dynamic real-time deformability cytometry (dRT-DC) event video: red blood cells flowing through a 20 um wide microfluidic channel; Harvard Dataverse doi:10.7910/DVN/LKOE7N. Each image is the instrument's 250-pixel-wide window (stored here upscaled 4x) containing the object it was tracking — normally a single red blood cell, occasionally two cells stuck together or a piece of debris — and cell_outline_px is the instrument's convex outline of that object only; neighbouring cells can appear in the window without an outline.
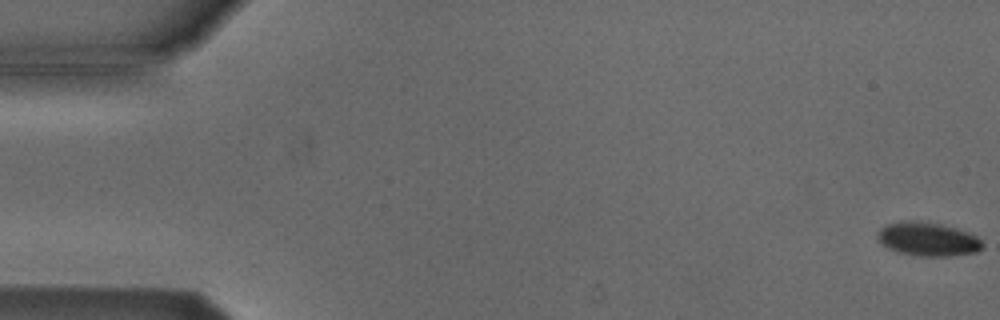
{"species": "Egyptian fruit bat (a non-hibernating species)", "species_latin": "Rousettus aegyptiacus", "temperature_condition": "cold", "stored_images_in_passage": 16, "camera_frame_rate_fps": 3000, "um_per_image_px": 0.085, "animal": {"sex": "male"}, "frame": {"image": 1, "passage_image": 1, "time_ms": 0.0, "image_size_px": [1000, 320], "cell_outline_px": [[984, 248], [976, 252], [952, 256], [920, 256], [896, 252], [888, 248], [876, 236], [880, 228], [884, 224], [900, 220], [920, 220], [940, 224], [956, 228], [968, 232], [976, 236], [984, 244]], "centroid_in_image_um": [78.86, 20.31], "position_along_channel_um": 6.1, "area_um2": 20.92}}
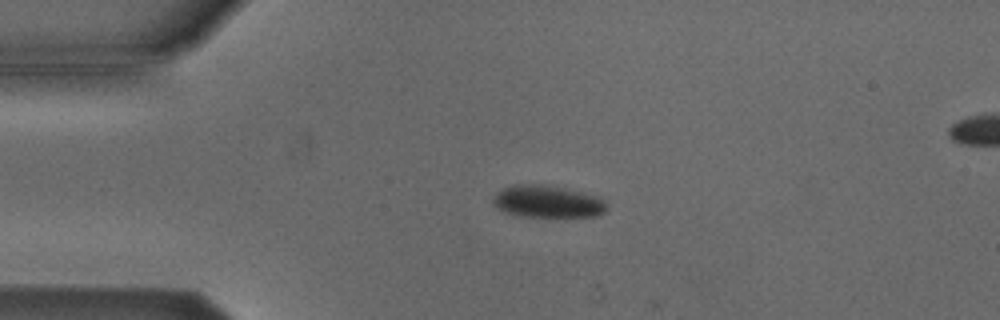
{"frame": {"image": 2, "passage_image": 13, "time_ms": 4.0, "image_size_px": [1000, 320], "cell_outline_px": [[608, 208], [604, 212], [596, 216], [516, 216], [504, 212], [496, 208], [492, 204], [492, 200], [496, 192], [512, 184], [544, 184], [564, 188], [596, 196], [604, 200], [608, 204]], "centroid_in_image_um": [46.49, 17.13], "position_along_channel_um": 38.5, "area_um2": 21.44}}